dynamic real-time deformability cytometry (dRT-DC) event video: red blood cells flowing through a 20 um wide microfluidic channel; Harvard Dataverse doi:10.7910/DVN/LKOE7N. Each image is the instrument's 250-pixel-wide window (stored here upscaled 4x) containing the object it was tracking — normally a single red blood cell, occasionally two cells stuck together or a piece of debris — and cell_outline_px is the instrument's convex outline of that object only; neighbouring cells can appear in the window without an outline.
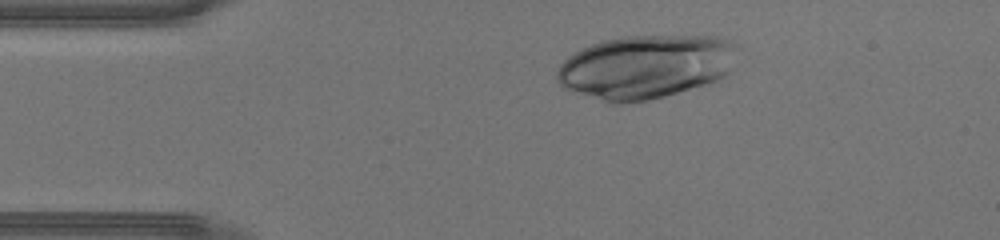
{"species": "human", "species_latin": "Homo sapiens", "temperature_condition": "warm", "stored_images_in_passage": 39, "camera_frame_rate_fps": 3000, "um_per_image_px": 0.085, "donor": {"sex": "male"}, "frame": {"image": 1, "passage_image": 6, "time_ms": 1.667, "image_size_px": [1000, 240], "cell_outline_px": [[736, 44], [728, 72], [724, 76], [716, 80], [704, 84], [664, 96], [648, 100], [620, 104], [608, 104], [564, 88], [556, 80], [556, 72], [560, 64], [568, 56], [592, 44], [604, 40], [624, 36], [716, 36], [728, 40]], "centroid_in_image_um": [54.81, 5.68], "position_along_channel_um": 30.2, "area_um2": 66.59}}